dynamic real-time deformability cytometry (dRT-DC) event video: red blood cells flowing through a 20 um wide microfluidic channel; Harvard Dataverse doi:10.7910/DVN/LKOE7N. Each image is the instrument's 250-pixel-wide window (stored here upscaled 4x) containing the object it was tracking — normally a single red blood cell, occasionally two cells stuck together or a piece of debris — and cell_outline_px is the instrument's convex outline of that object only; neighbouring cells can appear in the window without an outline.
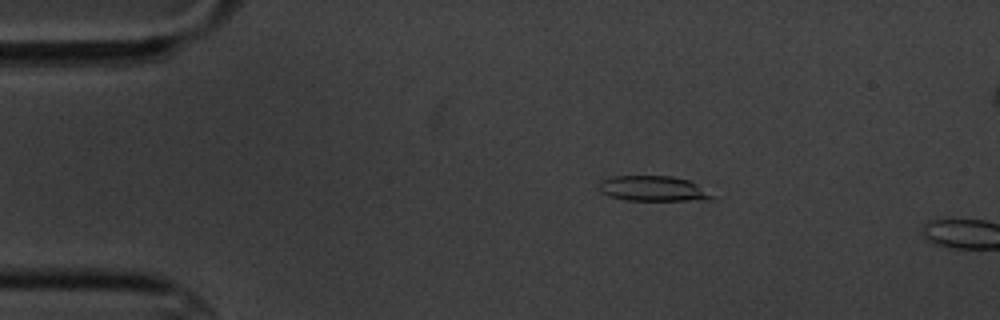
{"species": "common noctule bat (a hibernating species)", "species_latin": "Nyctalus noctula", "temperature_condition": "cold", "stored_images_in_passage": 3, "camera_frame_rate_fps": 3000, "um_per_image_px": 0.085, "animal": {"sex": "male", "body_mass_g": 20.1, "forearm_length_mm": 53.5}, "frame": {"image": 1, "passage_image": 2, "time_ms": 1.333, "image_size_px": [1000, 320], "cell_outline_px": [[716, 196], [712, 200], [628, 200], [608, 196], [600, 192], [600, 180], [612, 176], [672, 176], [688, 180], [696, 184]], "centroid_in_image_um": [55.52, 16.03], "position_along_channel_um": 29.5, "area_um2": 16.65}}